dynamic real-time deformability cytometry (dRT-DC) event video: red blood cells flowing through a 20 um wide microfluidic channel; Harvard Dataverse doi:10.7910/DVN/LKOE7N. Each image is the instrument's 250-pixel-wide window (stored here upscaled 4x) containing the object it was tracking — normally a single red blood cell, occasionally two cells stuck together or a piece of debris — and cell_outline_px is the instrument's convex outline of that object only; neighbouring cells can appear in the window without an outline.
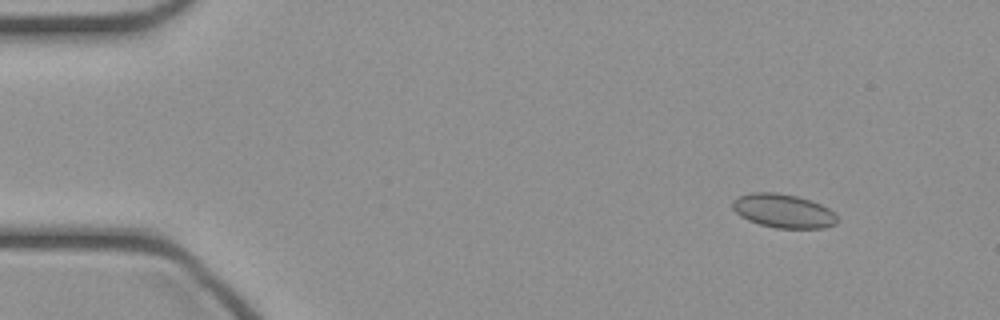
{"species": "common noctule bat (a hibernating species)", "species_latin": "Nyctalus noctula", "temperature_condition": "cold", "stored_images_in_passage": 47, "camera_frame_rate_fps": 3000, "um_per_image_px": 0.085, "animal": {"sex": "female", "body_mass_g": 21.9}, "frame": {"image": 1, "passage_image": 6, "time_ms": 1.667, "image_size_px": [1000, 320], "cell_outline_px": [[840, 220], [836, 224], [824, 228], [776, 228], [760, 224], [748, 220], [740, 216], [732, 208], [732, 200], [740, 196], [752, 192], [776, 192], [796, 196], [820, 204], [828, 208]], "centroid_in_image_um": [66.57, 17.93], "position_along_channel_um": 18.4, "area_um2": 20.58}}
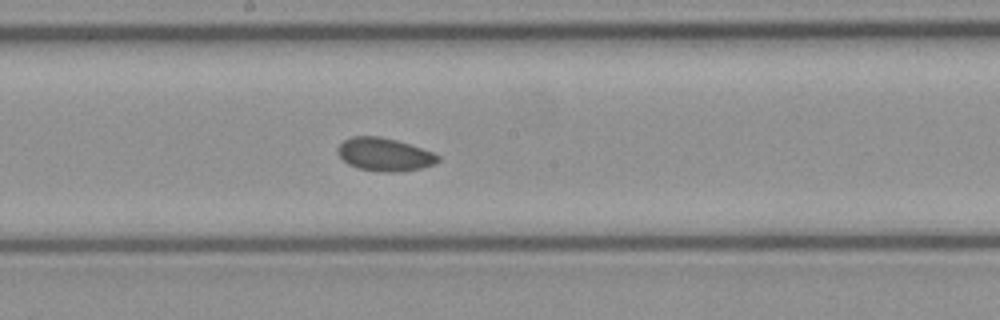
{"frame": {"image": 2, "passage_image": 26, "time_ms": 8.333, "image_size_px": [1000, 320], "cell_outline_px": [[440, 160], [432, 164], [420, 168], [400, 172], [384, 172], [356, 168], [348, 164], [336, 152], [336, 148], [344, 140], [352, 136], [380, 136], [396, 140], [432, 152], [440, 156]], "centroid_in_image_um": [32.64, 13.13], "position_along_channel_um": 215.6, "area_um2": 19.25}}
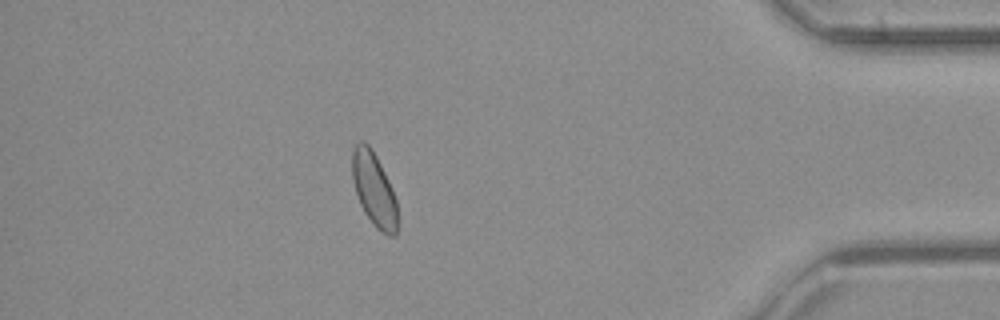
{"frame": {"image": 3, "passage_image": 42, "time_ms": 13.667, "image_size_px": [1000, 320], "cell_outline_px": [[396, 236], [388, 236], [380, 232], [376, 228], [364, 212], [360, 204], [352, 180], [352, 148], [360, 140], [364, 140], [372, 148], [392, 188], [396, 200]], "centroid_in_image_um": [31.76, 16.07], "position_along_channel_um": 403.4, "area_um2": 19.42}}